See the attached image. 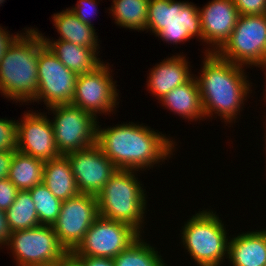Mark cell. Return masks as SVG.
Wrapping results in <instances>:
<instances>
[{"label":"cell","mask_w":266,"mask_h":266,"mask_svg":"<svg viewBox=\"0 0 266 266\" xmlns=\"http://www.w3.org/2000/svg\"><path fill=\"white\" fill-rule=\"evenodd\" d=\"M227 258L233 266H266V229L233 235Z\"/></svg>","instance_id":"ac0fdd59"},{"label":"cell","mask_w":266,"mask_h":266,"mask_svg":"<svg viewBox=\"0 0 266 266\" xmlns=\"http://www.w3.org/2000/svg\"><path fill=\"white\" fill-rule=\"evenodd\" d=\"M109 63L102 62L94 70L77 77L74 96L70 104L93 114H110L116 111L119 93L113 81Z\"/></svg>","instance_id":"30bf717a"},{"label":"cell","mask_w":266,"mask_h":266,"mask_svg":"<svg viewBox=\"0 0 266 266\" xmlns=\"http://www.w3.org/2000/svg\"><path fill=\"white\" fill-rule=\"evenodd\" d=\"M10 31L2 29L0 26V61L5 54V51L13 44V42L22 34L17 33L15 35L9 34Z\"/></svg>","instance_id":"1f68e13d"},{"label":"cell","mask_w":266,"mask_h":266,"mask_svg":"<svg viewBox=\"0 0 266 266\" xmlns=\"http://www.w3.org/2000/svg\"><path fill=\"white\" fill-rule=\"evenodd\" d=\"M53 26L60 34L59 39L77 44L82 47L92 48L97 54L99 50L98 35L95 27L83 23L68 8L52 15ZM97 35V36H96Z\"/></svg>","instance_id":"7402d4cb"},{"label":"cell","mask_w":266,"mask_h":266,"mask_svg":"<svg viewBox=\"0 0 266 266\" xmlns=\"http://www.w3.org/2000/svg\"><path fill=\"white\" fill-rule=\"evenodd\" d=\"M14 152L15 151H0V179L8 177Z\"/></svg>","instance_id":"d6a6232c"},{"label":"cell","mask_w":266,"mask_h":266,"mask_svg":"<svg viewBox=\"0 0 266 266\" xmlns=\"http://www.w3.org/2000/svg\"><path fill=\"white\" fill-rule=\"evenodd\" d=\"M96 3H97L96 0H78L76 6L68 9L75 16H77L83 23H86L87 25L94 27L91 22V16L98 12L97 11L98 4Z\"/></svg>","instance_id":"f1b7e54d"},{"label":"cell","mask_w":266,"mask_h":266,"mask_svg":"<svg viewBox=\"0 0 266 266\" xmlns=\"http://www.w3.org/2000/svg\"><path fill=\"white\" fill-rule=\"evenodd\" d=\"M42 38L45 45L60 62L77 75L90 72L103 62L92 48L78 46L64 40L53 41L44 34H42Z\"/></svg>","instance_id":"ffe728a7"},{"label":"cell","mask_w":266,"mask_h":266,"mask_svg":"<svg viewBox=\"0 0 266 266\" xmlns=\"http://www.w3.org/2000/svg\"><path fill=\"white\" fill-rule=\"evenodd\" d=\"M189 64L182 53L163 59L150 69L147 76V90L151 91L156 99L161 100L172 89L188 82L194 76Z\"/></svg>","instance_id":"e0dca14e"},{"label":"cell","mask_w":266,"mask_h":266,"mask_svg":"<svg viewBox=\"0 0 266 266\" xmlns=\"http://www.w3.org/2000/svg\"><path fill=\"white\" fill-rule=\"evenodd\" d=\"M66 156L81 194L97 196L118 170L96 144Z\"/></svg>","instance_id":"5bb4252c"},{"label":"cell","mask_w":266,"mask_h":266,"mask_svg":"<svg viewBox=\"0 0 266 266\" xmlns=\"http://www.w3.org/2000/svg\"><path fill=\"white\" fill-rule=\"evenodd\" d=\"M100 127L97 124L96 145L117 169L145 171L153 168L169 159L177 145L165 134L137 122Z\"/></svg>","instance_id":"6da1fadb"},{"label":"cell","mask_w":266,"mask_h":266,"mask_svg":"<svg viewBox=\"0 0 266 266\" xmlns=\"http://www.w3.org/2000/svg\"><path fill=\"white\" fill-rule=\"evenodd\" d=\"M146 30L173 45L194 37L203 42L199 7L187 1L150 0Z\"/></svg>","instance_id":"8992f818"},{"label":"cell","mask_w":266,"mask_h":266,"mask_svg":"<svg viewBox=\"0 0 266 266\" xmlns=\"http://www.w3.org/2000/svg\"><path fill=\"white\" fill-rule=\"evenodd\" d=\"M11 231L8 226L7 218H6V212L3 210H0V247L3 245V247L8 245L9 237H10Z\"/></svg>","instance_id":"e575fe53"},{"label":"cell","mask_w":266,"mask_h":266,"mask_svg":"<svg viewBox=\"0 0 266 266\" xmlns=\"http://www.w3.org/2000/svg\"><path fill=\"white\" fill-rule=\"evenodd\" d=\"M204 54L201 73L195 77L205 118L216 114L226 124L235 122L249 93H252L245 68L219 57L215 52Z\"/></svg>","instance_id":"7a4b0ae2"},{"label":"cell","mask_w":266,"mask_h":266,"mask_svg":"<svg viewBox=\"0 0 266 266\" xmlns=\"http://www.w3.org/2000/svg\"><path fill=\"white\" fill-rule=\"evenodd\" d=\"M34 201L40 225L52 226L60 213L62 201L56 198L43 183L28 190Z\"/></svg>","instance_id":"4316f807"},{"label":"cell","mask_w":266,"mask_h":266,"mask_svg":"<svg viewBox=\"0 0 266 266\" xmlns=\"http://www.w3.org/2000/svg\"><path fill=\"white\" fill-rule=\"evenodd\" d=\"M85 266H115L114 260L111 258L78 256Z\"/></svg>","instance_id":"d590c367"},{"label":"cell","mask_w":266,"mask_h":266,"mask_svg":"<svg viewBox=\"0 0 266 266\" xmlns=\"http://www.w3.org/2000/svg\"><path fill=\"white\" fill-rule=\"evenodd\" d=\"M17 187L8 179H0V210L7 211L16 199Z\"/></svg>","instance_id":"4dcf8cb0"},{"label":"cell","mask_w":266,"mask_h":266,"mask_svg":"<svg viewBox=\"0 0 266 266\" xmlns=\"http://www.w3.org/2000/svg\"><path fill=\"white\" fill-rule=\"evenodd\" d=\"M159 101L165 109H169L188 121L205 119L199 85L195 76L172 89Z\"/></svg>","instance_id":"d6986e66"},{"label":"cell","mask_w":266,"mask_h":266,"mask_svg":"<svg viewBox=\"0 0 266 266\" xmlns=\"http://www.w3.org/2000/svg\"><path fill=\"white\" fill-rule=\"evenodd\" d=\"M257 67H259V68L262 67V69L265 70V73H264V74H265V78H266V64L259 65V66H257ZM265 80H266V79H265ZM265 83H266V81H265ZM264 86L266 87V85H264ZM264 92H265V93H264V94H265V95H264V96H265V97H264V98H265L264 102H265V101H266V89L264 90Z\"/></svg>","instance_id":"8d00e7d4"},{"label":"cell","mask_w":266,"mask_h":266,"mask_svg":"<svg viewBox=\"0 0 266 266\" xmlns=\"http://www.w3.org/2000/svg\"><path fill=\"white\" fill-rule=\"evenodd\" d=\"M77 77L78 75L65 67L45 45L39 51L38 90L36 97L30 103L43 101L47 108L70 104Z\"/></svg>","instance_id":"7c38bea8"},{"label":"cell","mask_w":266,"mask_h":266,"mask_svg":"<svg viewBox=\"0 0 266 266\" xmlns=\"http://www.w3.org/2000/svg\"><path fill=\"white\" fill-rule=\"evenodd\" d=\"M140 236L141 234L129 224L99 216L73 252L77 256L114 259Z\"/></svg>","instance_id":"8fae6325"},{"label":"cell","mask_w":266,"mask_h":266,"mask_svg":"<svg viewBox=\"0 0 266 266\" xmlns=\"http://www.w3.org/2000/svg\"><path fill=\"white\" fill-rule=\"evenodd\" d=\"M206 52H216L230 37L239 17L232 0H212L199 7Z\"/></svg>","instance_id":"2e32d148"},{"label":"cell","mask_w":266,"mask_h":266,"mask_svg":"<svg viewBox=\"0 0 266 266\" xmlns=\"http://www.w3.org/2000/svg\"><path fill=\"white\" fill-rule=\"evenodd\" d=\"M266 125V124H265ZM266 128V127H265ZM264 134H266V130H265V133ZM265 136V145H266V135H264ZM264 149H265V152H266V146L264 147Z\"/></svg>","instance_id":"74e56055"},{"label":"cell","mask_w":266,"mask_h":266,"mask_svg":"<svg viewBox=\"0 0 266 266\" xmlns=\"http://www.w3.org/2000/svg\"><path fill=\"white\" fill-rule=\"evenodd\" d=\"M181 243L197 266H220L228 257L230 236L218 214L202 210L184 222Z\"/></svg>","instance_id":"5b68a950"},{"label":"cell","mask_w":266,"mask_h":266,"mask_svg":"<svg viewBox=\"0 0 266 266\" xmlns=\"http://www.w3.org/2000/svg\"><path fill=\"white\" fill-rule=\"evenodd\" d=\"M7 246L16 266H53L67 252L49 225L11 232Z\"/></svg>","instance_id":"9c48e42d"},{"label":"cell","mask_w":266,"mask_h":266,"mask_svg":"<svg viewBox=\"0 0 266 266\" xmlns=\"http://www.w3.org/2000/svg\"><path fill=\"white\" fill-rule=\"evenodd\" d=\"M115 266H168L151 244L140 236L114 259Z\"/></svg>","instance_id":"484cf974"},{"label":"cell","mask_w":266,"mask_h":266,"mask_svg":"<svg viewBox=\"0 0 266 266\" xmlns=\"http://www.w3.org/2000/svg\"><path fill=\"white\" fill-rule=\"evenodd\" d=\"M55 115L50 119L56 148L60 155L84 150L96 144L97 118L72 105H55L48 107Z\"/></svg>","instance_id":"ba28073f"},{"label":"cell","mask_w":266,"mask_h":266,"mask_svg":"<svg viewBox=\"0 0 266 266\" xmlns=\"http://www.w3.org/2000/svg\"><path fill=\"white\" fill-rule=\"evenodd\" d=\"M53 266H85L84 262L73 252L67 251Z\"/></svg>","instance_id":"836d02e7"},{"label":"cell","mask_w":266,"mask_h":266,"mask_svg":"<svg viewBox=\"0 0 266 266\" xmlns=\"http://www.w3.org/2000/svg\"><path fill=\"white\" fill-rule=\"evenodd\" d=\"M215 53L246 69L266 64V14L239 15L230 37Z\"/></svg>","instance_id":"52a82bcc"},{"label":"cell","mask_w":266,"mask_h":266,"mask_svg":"<svg viewBox=\"0 0 266 266\" xmlns=\"http://www.w3.org/2000/svg\"><path fill=\"white\" fill-rule=\"evenodd\" d=\"M136 172L118 169L97 195V202L99 216L129 224L142 234L147 195Z\"/></svg>","instance_id":"277c9868"},{"label":"cell","mask_w":266,"mask_h":266,"mask_svg":"<svg viewBox=\"0 0 266 266\" xmlns=\"http://www.w3.org/2000/svg\"><path fill=\"white\" fill-rule=\"evenodd\" d=\"M42 183L61 201L80 194L66 155L45 161Z\"/></svg>","instance_id":"44dd1931"},{"label":"cell","mask_w":266,"mask_h":266,"mask_svg":"<svg viewBox=\"0 0 266 266\" xmlns=\"http://www.w3.org/2000/svg\"><path fill=\"white\" fill-rule=\"evenodd\" d=\"M150 0H113L109 9L115 24L134 31H146Z\"/></svg>","instance_id":"cb8c5ba5"},{"label":"cell","mask_w":266,"mask_h":266,"mask_svg":"<svg viewBox=\"0 0 266 266\" xmlns=\"http://www.w3.org/2000/svg\"><path fill=\"white\" fill-rule=\"evenodd\" d=\"M23 114V119L17 120L16 150L43 161L59 157L53 127L46 113L29 110Z\"/></svg>","instance_id":"9a60e30c"},{"label":"cell","mask_w":266,"mask_h":266,"mask_svg":"<svg viewBox=\"0 0 266 266\" xmlns=\"http://www.w3.org/2000/svg\"><path fill=\"white\" fill-rule=\"evenodd\" d=\"M6 218L11 232L40 225L34 201L28 190L17 192L14 203L6 211Z\"/></svg>","instance_id":"d4e9b609"},{"label":"cell","mask_w":266,"mask_h":266,"mask_svg":"<svg viewBox=\"0 0 266 266\" xmlns=\"http://www.w3.org/2000/svg\"><path fill=\"white\" fill-rule=\"evenodd\" d=\"M3 2H5V0H0V6L2 5Z\"/></svg>","instance_id":"f35d334b"},{"label":"cell","mask_w":266,"mask_h":266,"mask_svg":"<svg viewBox=\"0 0 266 266\" xmlns=\"http://www.w3.org/2000/svg\"><path fill=\"white\" fill-rule=\"evenodd\" d=\"M45 161L15 151L9 169L8 179L19 191L30 190L43 182Z\"/></svg>","instance_id":"603a6c76"},{"label":"cell","mask_w":266,"mask_h":266,"mask_svg":"<svg viewBox=\"0 0 266 266\" xmlns=\"http://www.w3.org/2000/svg\"><path fill=\"white\" fill-rule=\"evenodd\" d=\"M98 217L97 196L80 193L62 201L59 216L52 227L65 249L73 251Z\"/></svg>","instance_id":"4fadbf2b"},{"label":"cell","mask_w":266,"mask_h":266,"mask_svg":"<svg viewBox=\"0 0 266 266\" xmlns=\"http://www.w3.org/2000/svg\"><path fill=\"white\" fill-rule=\"evenodd\" d=\"M17 120L0 118V151H16Z\"/></svg>","instance_id":"83f0119b"},{"label":"cell","mask_w":266,"mask_h":266,"mask_svg":"<svg viewBox=\"0 0 266 266\" xmlns=\"http://www.w3.org/2000/svg\"><path fill=\"white\" fill-rule=\"evenodd\" d=\"M239 15L266 14V0H232Z\"/></svg>","instance_id":"f546056e"},{"label":"cell","mask_w":266,"mask_h":266,"mask_svg":"<svg viewBox=\"0 0 266 266\" xmlns=\"http://www.w3.org/2000/svg\"><path fill=\"white\" fill-rule=\"evenodd\" d=\"M44 46L42 33L28 27L5 51L0 61V93L8 101L24 104L36 97L39 51Z\"/></svg>","instance_id":"3957f363"}]
</instances>
